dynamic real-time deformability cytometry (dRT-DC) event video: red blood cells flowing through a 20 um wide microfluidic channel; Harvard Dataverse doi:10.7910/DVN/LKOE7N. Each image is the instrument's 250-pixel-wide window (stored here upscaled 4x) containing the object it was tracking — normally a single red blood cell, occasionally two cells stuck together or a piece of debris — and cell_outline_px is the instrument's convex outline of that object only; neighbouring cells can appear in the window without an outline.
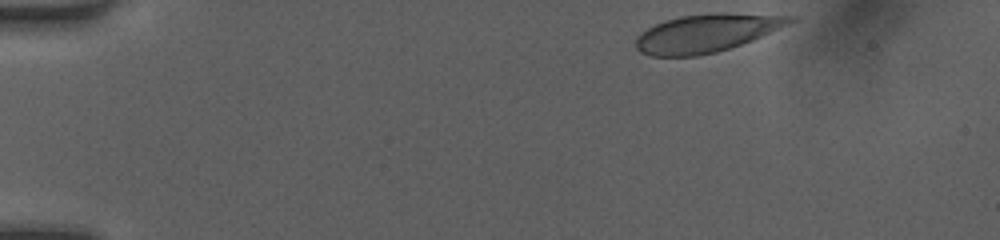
{"species": "human", "species_latin": "Homo sapiens", "temperature_condition": "room temperature", "stored_images_in_passage": 38, "camera_frame_rate_fps": 3000, "um_per_image_px": 0.085, "donor": {"sex": "female"}, "frame": {"image": 1, "passage_image": 1, "time_ms": 0.0, "image_size_px": [1000, 240], "cell_outline_px": [[800, 20], [752, 40], [716, 52], [696, 56], [648, 56], [640, 52], [636, 48], [636, 36], [648, 28], [664, 20], [680, 16], [708, 12], [724, 12], [800, 16]], "centroid_in_image_um": [60.11, 2.78], "position_along_channel_um": 24.9, "area_um2": 34.62}}
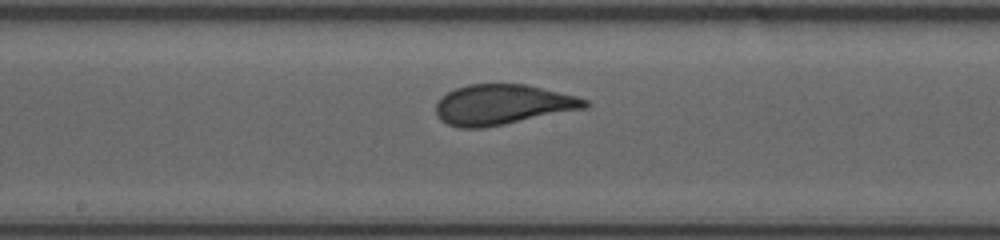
{"frame": {"image": 2, "passage_image": 21, "time_ms": 6.667, "image_size_px": [1000, 240], "cell_outline_px": [[592, 104], [588, 108], [504, 124], [480, 128], [460, 128], [448, 124], [440, 120], [436, 112], [436, 100], [440, 96], [456, 88], [468, 84], [524, 84], [576, 96], [588, 100]], "centroid_in_image_um": [42.71, 8.89], "position_along_channel_um": 205.5, "area_um2": 34.97}}
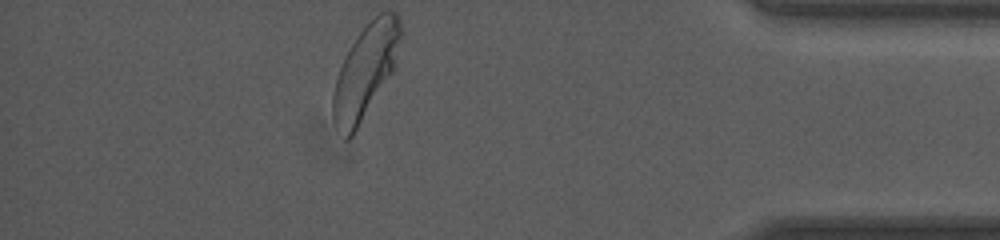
{"frame": {"image": 3, "passage_image": 38, "time_ms": 12.333, "image_size_px": [1000, 240], "cell_outline_px": [[404, 32], [392, 72], [352, 136], [348, 140], [344, 140], [332, 116], [332, 96], [336, 80], [344, 56], [356, 36], [380, 12], [396, 12], [400, 16]], "centroid_in_image_um": [31.08, 6.02], "position_along_channel_um": 404.1, "area_um2": 36.59}, "authors_computed_cell_mechanics": {"area_um2": 35.0846, "velocity_mm_per_s": 4.1481, "shape_relaxation_time_tau1_ms": 4.3058, "shape_relaxation_time_tau2_ms": null, "deformation_change_tau1": 0.1619, "deformation_change_tau2": null}}